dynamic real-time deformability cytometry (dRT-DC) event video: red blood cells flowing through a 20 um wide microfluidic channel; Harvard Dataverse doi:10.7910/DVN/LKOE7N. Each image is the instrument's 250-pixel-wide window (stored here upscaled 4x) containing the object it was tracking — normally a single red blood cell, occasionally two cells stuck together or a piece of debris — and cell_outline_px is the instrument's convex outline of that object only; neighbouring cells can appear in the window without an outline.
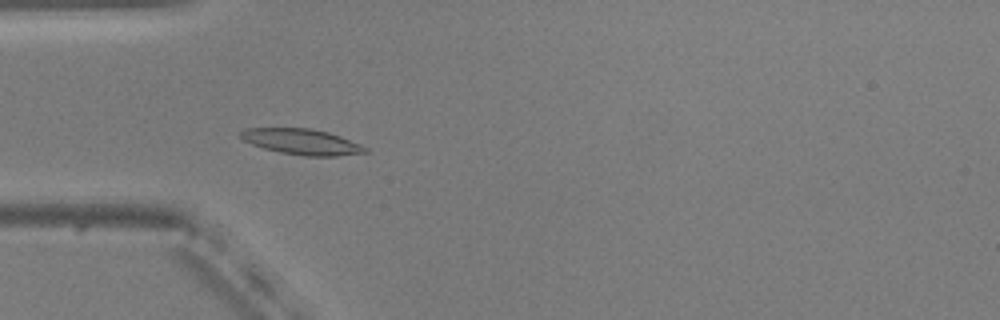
{"species": "common noctule bat (a hibernating species)", "species_latin": "Nyctalus noctula", "temperature_condition": "warm", "stored_images_in_passage": 52, "camera_frame_rate_fps": 3000, "um_per_image_px": 0.085, "animal": {"sex": "male", "body_mass_g": 20.5, "forearm_length_mm": 52.5}, "frame": {"image": 1, "passage_image": 14, "time_ms": 4.333, "image_size_px": [1000, 320], "cell_outline_px": [[368, 152], [336, 156], [304, 156], [280, 152], [264, 148], [252, 144], [244, 140], [240, 136], [240, 132], [244, 128], [312, 128], [328, 132], [340, 136], [360, 144], [368, 148]], "centroid_in_image_um": [25.66, 12.04], "position_along_channel_um": 59.3, "area_um2": 18.61}}
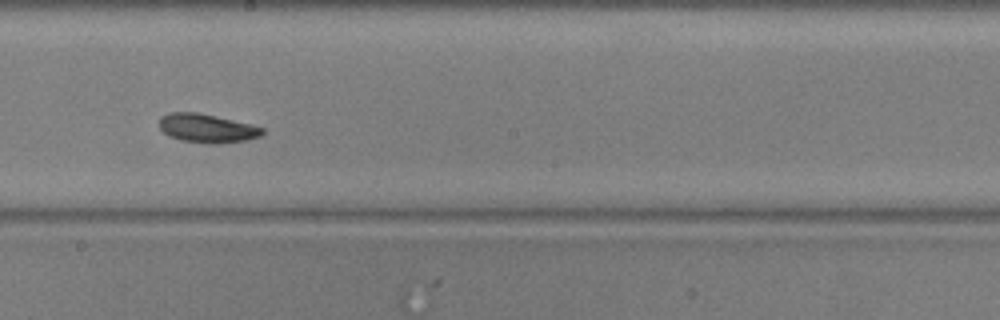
{"frame": {"image": 2, "passage_image": 28, "time_ms": 9.0, "image_size_px": [1000, 320], "cell_outline_px": [[264, 132], [260, 136], [248, 140], [216, 144], [208, 144], [180, 140], [168, 136], [160, 128], [160, 116], [168, 112], [196, 112], [252, 124], [264, 128]], "centroid_in_image_um": [17.59, 10.91], "position_along_channel_um": 230.6, "area_um2": 17.4}}
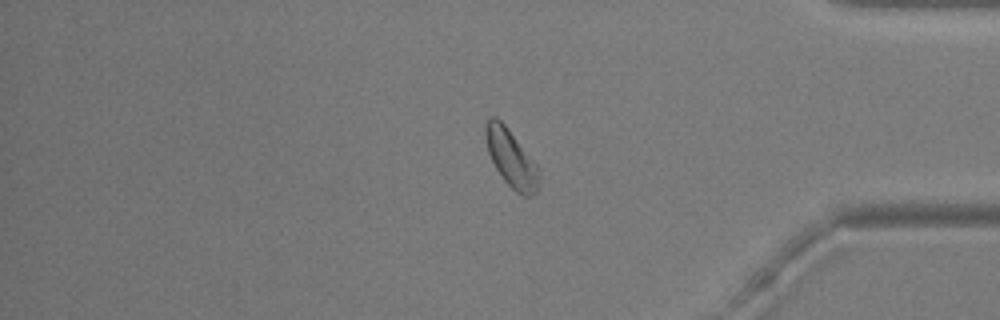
{"frame": {"image": 3, "passage_image": 43, "time_ms": 14.0, "image_size_px": [1000, 320], "cell_outline_px": [[540, 188], [536, 192], [528, 196], [524, 196], [516, 192], [504, 180], [496, 168], [488, 152], [484, 136], [484, 124], [492, 116], [496, 116], [504, 124], [540, 168]], "centroid_in_image_um": [43.46, 13.47], "position_along_channel_um": 391.7, "area_um2": 17.98}, "authors_computed_cell_mechanics": {"area_um2": 17.6001, "velocity_mm_per_s": 3.7137, "shape_relaxation_time_tau1_ms": 2.6273, "shape_relaxation_time_tau2_ms": null, "deformation_change_tau1": 0.0738, "deformation_change_tau2": null}}